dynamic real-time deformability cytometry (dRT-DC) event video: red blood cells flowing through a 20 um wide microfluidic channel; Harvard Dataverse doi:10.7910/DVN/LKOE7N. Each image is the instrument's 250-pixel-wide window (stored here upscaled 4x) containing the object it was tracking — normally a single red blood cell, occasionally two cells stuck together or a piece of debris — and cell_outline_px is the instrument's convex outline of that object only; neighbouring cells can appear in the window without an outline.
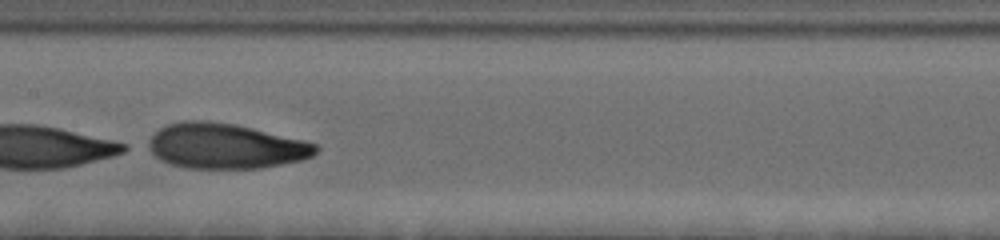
{"species": "human", "species_latin": "Homo sapiens", "temperature_condition": "cold", "stored_images_in_passage": 22, "camera_frame_rate_fps": 3000, "um_per_image_px": 0.085, "donor": {"sex": "female"}, "frame": {"image": 1, "passage_image": 18, "time_ms": 5.667, "image_size_px": [1000, 240], "cell_outline_px": [[320, 148], [312, 156], [300, 160], [260, 168], [184, 168], [160, 160], [144, 144], [160, 128], [168, 124], [184, 120], [208, 120], [236, 124], [304, 140], [316, 144]], "centroid_in_image_um": [19.14, 12.4], "position_along_channel_um": 188.3, "area_um2": 44.16}}